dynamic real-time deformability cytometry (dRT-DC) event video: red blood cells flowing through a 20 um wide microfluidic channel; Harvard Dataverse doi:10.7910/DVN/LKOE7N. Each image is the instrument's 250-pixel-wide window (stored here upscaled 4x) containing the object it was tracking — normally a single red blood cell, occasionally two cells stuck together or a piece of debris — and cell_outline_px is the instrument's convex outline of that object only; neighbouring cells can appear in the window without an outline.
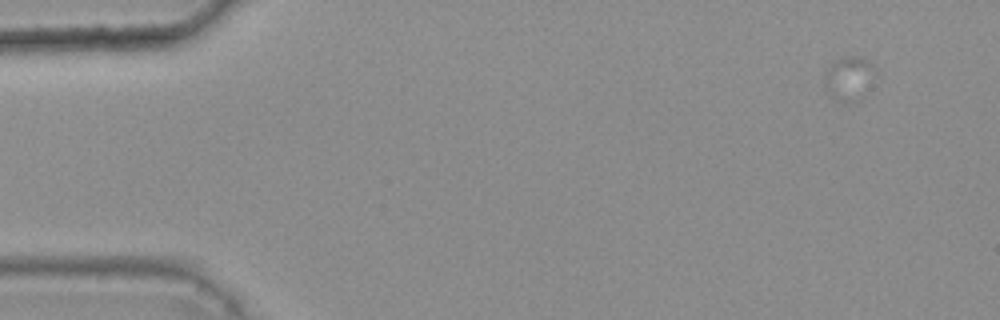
{"species": "common noctule bat (a hibernating species)", "species_latin": "Nyctalus noctula", "temperature_condition": "warm", "stored_images_in_passage": 2, "camera_frame_rate_fps": 3000, "um_per_image_px": 0.085, "animal": {"sex": "female", "body_mass_g": 25.1}, "frame": {"image": 1, "passage_image": 1, "time_ms": 0.0, "image_size_px": [1000, 320], "cell_outline_px": [[876, 72], [860, 100], [844, 104], [836, 100], [828, 92], [824, 84], [824, 80], [828, 68], [836, 60], [848, 56], [860, 56], [868, 60], [872, 64]], "centroid_in_image_um": [72.17, 6.68], "position_along_channel_um": 12.8, "area_um2": 12.89}}